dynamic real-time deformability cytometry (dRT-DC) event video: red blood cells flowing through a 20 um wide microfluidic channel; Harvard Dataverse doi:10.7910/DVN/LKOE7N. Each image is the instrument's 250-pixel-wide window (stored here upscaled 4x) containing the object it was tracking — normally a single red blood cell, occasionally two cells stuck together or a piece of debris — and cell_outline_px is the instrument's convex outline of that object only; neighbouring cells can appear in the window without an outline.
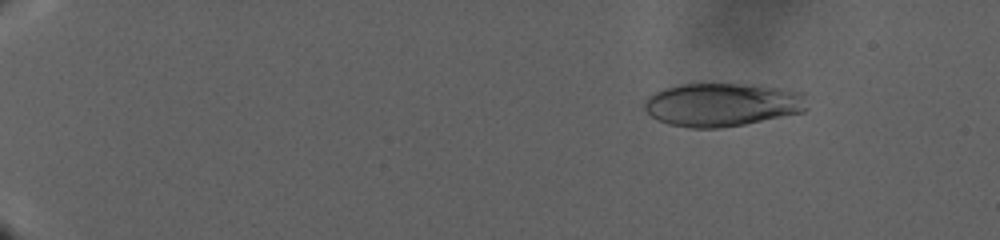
{"species": "human", "species_latin": "Homo sapiens", "temperature_condition": "warm", "stored_images_in_passage": 50, "camera_frame_rate_fps": 3000, "um_per_image_px": 0.085, "donor": {"sex": "male"}, "frame": {"image": 1, "passage_image": 15, "time_ms": 7.333, "image_size_px": [1000, 240], "cell_outline_px": [[812, 96], [808, 108], [804, 112], [744, 124], [720, 128], [692, 128], [668, 124], [656, 120], [644, 108], [644, 100], [648, 96], [664, 88], [680, 84], [760, 84], [804, 92]], "centroid_in_image_um": [61.49, 8.88], "position_along_channel_um": 23.5, "area_um2": 41.96}}
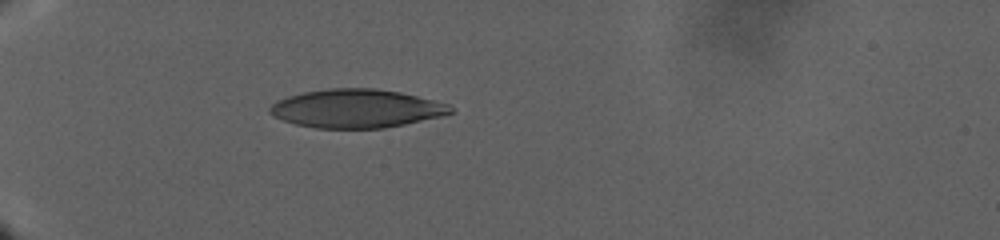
{"frame": {"image": 2, "passage_image": 46, "time_ms": 17.667, "image_size_px": [1000, 240], "cell_outline_px": [[456, 112], [444, 116], [384, 128], [316, 128], [296, 124], [272, 116], [268, 112], [268, 108], [276, 100], [288, 96], [304, 92], [328, 88], [376, 88], [400, 92], [452, 104]], "centroid_in_image_um": [30.33, 9.22], "position_along_channel_um": 54.7, "area_um2": 40.92}}